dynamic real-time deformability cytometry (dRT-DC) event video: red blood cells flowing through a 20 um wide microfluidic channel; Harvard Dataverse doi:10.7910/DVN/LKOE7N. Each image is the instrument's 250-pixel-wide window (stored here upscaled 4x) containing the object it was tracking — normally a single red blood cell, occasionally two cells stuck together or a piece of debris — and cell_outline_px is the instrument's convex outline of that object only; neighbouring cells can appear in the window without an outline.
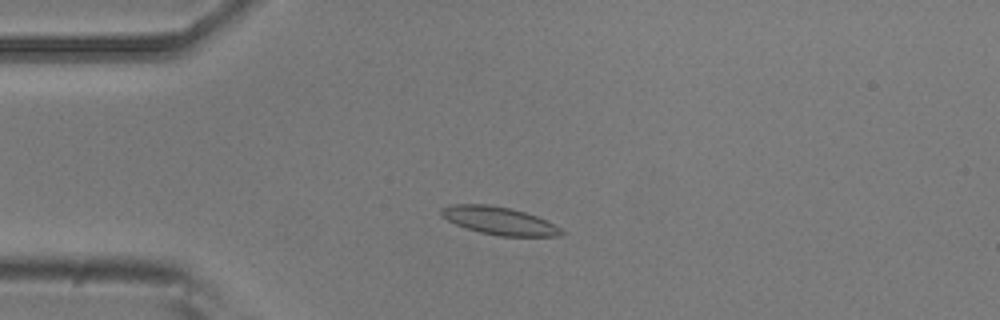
{"species": "common noctule bat (a hibernating species)", "species_latin": "Nyctalus noctula", "temperature_condition": "room temperature", "stored_images_in_passage": 6, "camera_frame_rate_fps": 3000, "um_per_image_px": 0.085, "animal": {"sex": "male", "body_mass_g": 20.5, "forearm_length_mm": 52.5}, "frame": {"image": 1, "passage_image": 3, "time_ms": 0.667, "image_size_px": [1000, 320], "cell_outline_px": [[564, 232], [556, 236], [500, 236], [480, 232], [456, 224], [440, 216], [440, 208], [452, 204], [488, 204], [508, 208], [524, 212], [536, 216], [560, 228]], "centroid_in_image_um": [42.36, 18.75], "position_along_channel_um": 42.6, "area_um2": 19.13}}
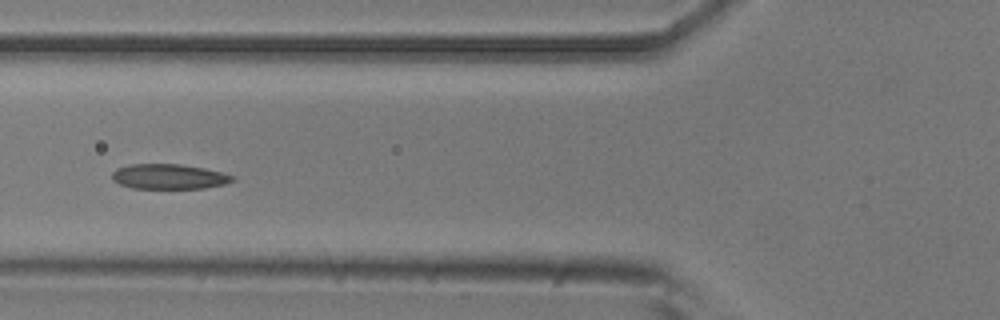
{"frame": {"image": 2, "passage_image": 5, "time_ms": 1.333, "image_size_px": [1000, 320], "cell_outline_px": [[236, 180], [224, 184], [204, 188], [132, 188], [120, 184], [112, 180], [112, 172], [116, 168], [128, 164], [180, 164], [204, 168], [236, 176]], "centroid_in_image_um": [14.35, 15.0], "position_along_channel_um": 111.4, "area_um2": 17.63}}
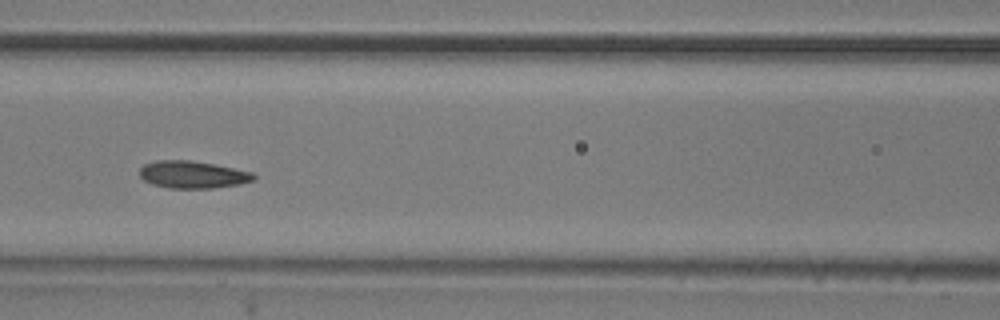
{"frame": {"image": 3, "passage_image": 6, "time_ms": 1.667, "image_size_px": [1000, 320], "cell_outline_px": [[256, 180], [240, 184], [212, 188], [168, 188], [152, 184], [144, 180], [140, 176], [140, 168], [144, 164], [156, 160], [192, 160], [216, 164], [252, 172], [256, 176]], "centroid_in_image_um": [16.39, 14.83], "position_along_channel_um": 150.2, "area_um2": 18.32}}